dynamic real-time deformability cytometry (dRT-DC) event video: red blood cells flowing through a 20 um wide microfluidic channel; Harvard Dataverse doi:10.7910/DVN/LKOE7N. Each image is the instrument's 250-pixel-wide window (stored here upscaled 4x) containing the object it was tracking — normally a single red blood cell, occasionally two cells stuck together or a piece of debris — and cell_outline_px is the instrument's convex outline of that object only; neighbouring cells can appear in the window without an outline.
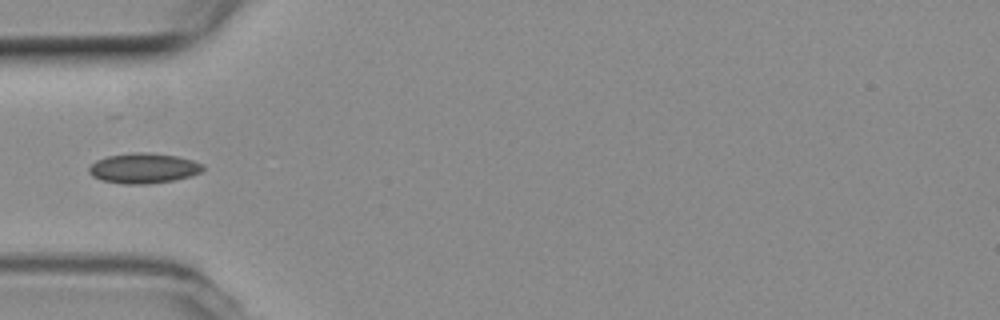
{"species": "common noctule bat (a hibernating species)", "species_latin": "Nyctalus noctula", "temperature_condition": "room temperature", "stored_images_in_passage": 38, "camera_frame_rate_fps": 3000, "um_per_image_px": 0.085, "animal": {"sex": "female", "body_mass_g": 19.3, "forearm_length_mm": 54.1}, "frame": {"image": 1, "passage_image": 1, "time_ms": 0.0, "image_size_px": [1000, 320], "cell_outline_px": [[204, 168], [200, 172], [192, 176], [176, 180], [148, 184], [120, 184], [100, 180], [92, 176], [88, 172], [88, 168], [96, 160], [108, 156], [136, 152], [148, 152], [176, 156], [192, 160], [204, 164]], "centroid_in_image_um": [12.2, 14.31], "position_along_channel_um": 72.8, "area_um2": 20.23}}
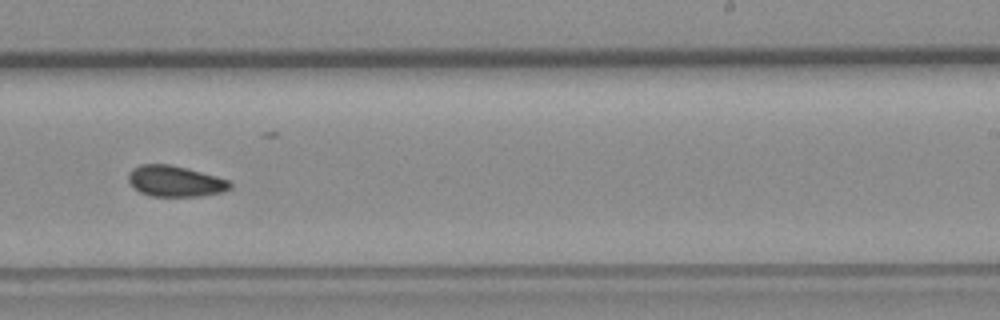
{"frame": {"image": 2, "passage_image": 17, "time_ms": 5.333, "image_size_px": [1000, 320], "cell_outline_px": [[232, 188], [224, 192], [200, 196], [152, 196], [140, 192], [128, 180], [128, 176], [140, 164], [168, 164], [216, 176], [228, 180], [232, 184]], "centroid_in_image_um": [14.94, 15.42], "position_along_channel_um": 274.1, "area_um2": 17.98}}
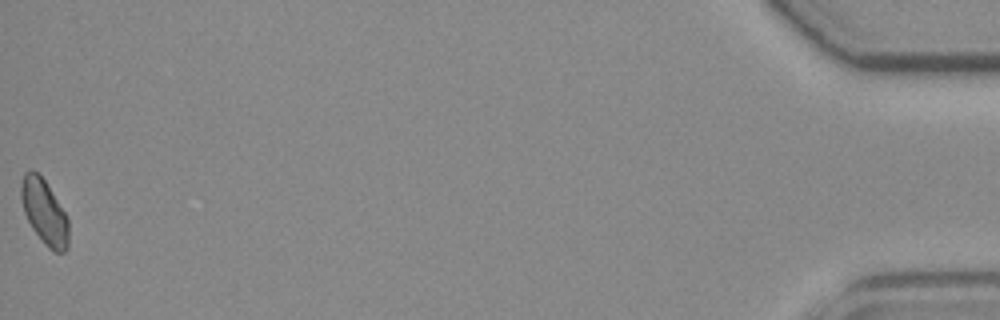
{"frame": {"image": 3, "passage_image": 38, "time_ms": 12.333, "image_size_px": [1000, 320], "cell_outline_px": [[68, 248], [64, 252], [52, 252], [44, 244], [32, 228], [24, 212], [20, 196], [20, 184], [24, 172], [32, 168], [44, 180], [64, 212], [68, 220]], "centroid_in_image_um": [3.74, 18.03], "position_along_channel_um": 431.5, "area_um2": 17.86}}